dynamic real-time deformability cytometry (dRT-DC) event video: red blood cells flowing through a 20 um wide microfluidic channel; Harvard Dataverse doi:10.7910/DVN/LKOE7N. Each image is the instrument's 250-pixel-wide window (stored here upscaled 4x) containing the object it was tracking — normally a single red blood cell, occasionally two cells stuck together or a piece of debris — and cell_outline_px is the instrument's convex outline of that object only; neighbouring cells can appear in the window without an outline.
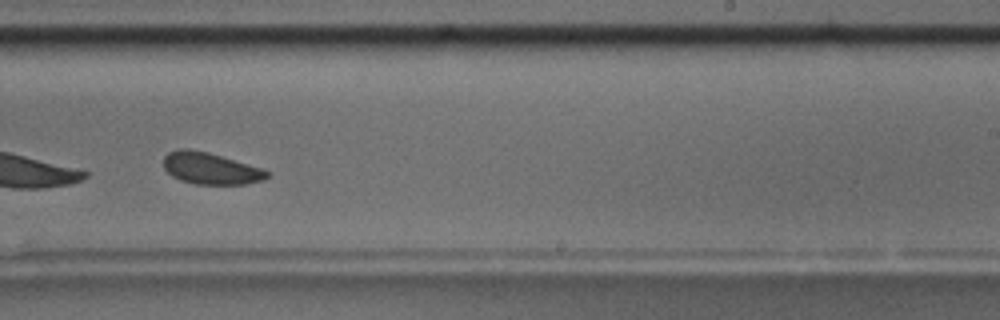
{"species": "common noctule bat (a hibernating species)", "species_latin": "Nyctalus noctula", "temperature_condition": "room temperature", "stored_images_in_passage": 16, "camera_frame_rate_fps": 3000, "um_per_image_px": 0.085, "animal": {"sex": "male", "body_mass_g": 17.5, "forearm_length_mm": 52.3}, "frame": {"image": 1, "passage_image": 10, "time_ms": 10.333, "image_size_px": [1000, 320], "cell_outline_px": [[272, 172], [264, 180], [244, 184], [196, 184], [180, 180], [172, 176], [164, 168], [164, 156], [168, 152], [176, 148], [188, 148], [208, 152], [264, 168]], "centroid_in_image_um": [17.92, 14.3], "position_along_channel_um": 271.1, "area_um2": 19.36}}